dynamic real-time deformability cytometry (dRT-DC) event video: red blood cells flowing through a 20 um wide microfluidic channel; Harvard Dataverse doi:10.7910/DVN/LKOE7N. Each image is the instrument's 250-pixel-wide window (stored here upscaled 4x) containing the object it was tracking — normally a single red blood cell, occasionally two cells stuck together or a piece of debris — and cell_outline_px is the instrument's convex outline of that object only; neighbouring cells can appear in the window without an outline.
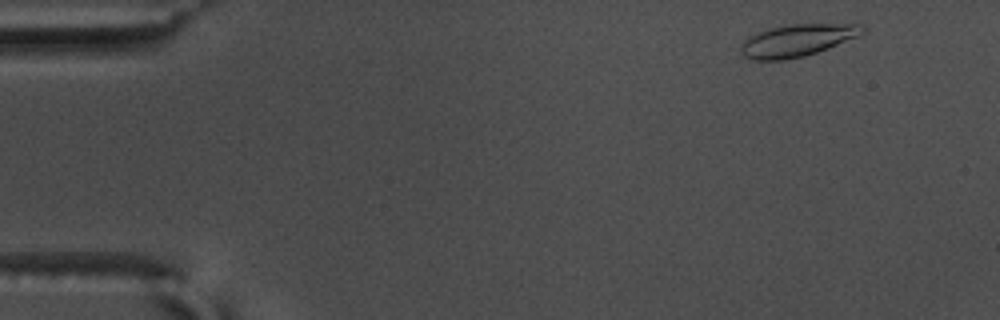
{"species": "common noctule bat (a hibernating species)", "species_latin": "Nyctalus noctula", "temperature_condition": "warm", "stored_images_in_passage": 54, "camera_frame_rate_fps": 3000, "um_per_image_px": 0.085, "animal": {"sex": "male", "body_mass_g": 17.5, "forearm_length_mm": 52.3}, "frame": {"image": 1, "passage_image": 3, "time_ms": 0.667, "image_size_px": [1000, 320], "cell_outline_px": [[864, 32], [856, 36], [828, 48], [804, 56], [784, 60], [752, 60], [744, 56], [740, 52], [740, 48], [744, 40], [748, 36], [768, 28], [784, 24], [864, 24]], "centroid_in_image_um": [67.7, 3.43], "position_along_channel_um": 17.3, "area_um2": 22.77}}
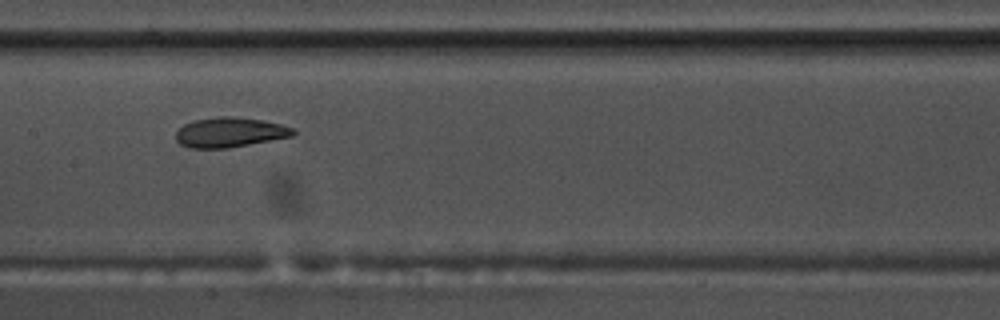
{"frame": {"image": 2, "passage_image": 26, "time_ms": 8.333, "image_size_px": [1000, 320], "cell_outline_px": [[296, 132], [292, 136], [228, 148], [188, 148], [180, 144], [176, 140], [176, 132], [184, 124], [192, 120], [220, 116], [228, 116], [264, 120], [280, 124], [292, 128]], "centroid_in_image_um": [19.5, 11.25], "position_along_channel_um": 187.9, "area_um2": 20.35}}
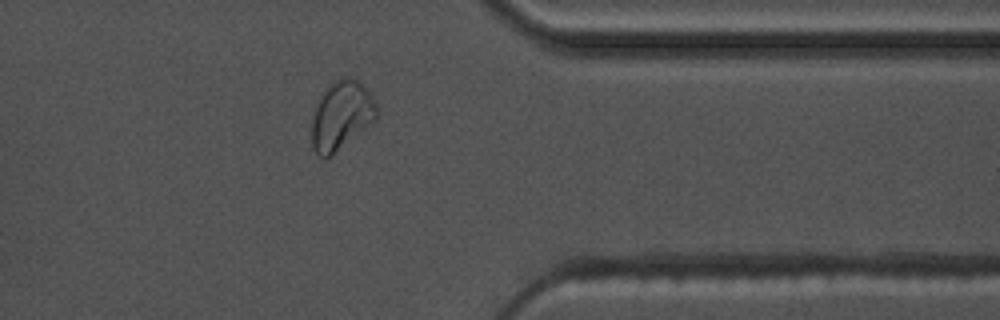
{"frame": {"image": 3, "passage_image": 43, "time_ms": 14.0, "image_size_px": [1000, 320], "cell_outline_px": [[376, 120], [324, 160], [312, 148], [312, 116], [316, 104], [320, 96], [328, 84], [340, 76], [348, 76], [360, 80], [368, 88], [376, 100]], "centroid_in_image_um": [29.02, 9.74], "position_along_channel_um": 382.4, "area_um2": 26.3}, "authors_computed_cell_mechanics": {"area_um2": 21.0681, "velocity_mm_per_s": 3.6148, "shape_relaxation_time_tau1_ms": 3.9398, "shape_relaxation_time_tau2_ms": 2.2257, "deformation_change_tau1": 0.1375, "deformation_change_tau2": 0.0907}}